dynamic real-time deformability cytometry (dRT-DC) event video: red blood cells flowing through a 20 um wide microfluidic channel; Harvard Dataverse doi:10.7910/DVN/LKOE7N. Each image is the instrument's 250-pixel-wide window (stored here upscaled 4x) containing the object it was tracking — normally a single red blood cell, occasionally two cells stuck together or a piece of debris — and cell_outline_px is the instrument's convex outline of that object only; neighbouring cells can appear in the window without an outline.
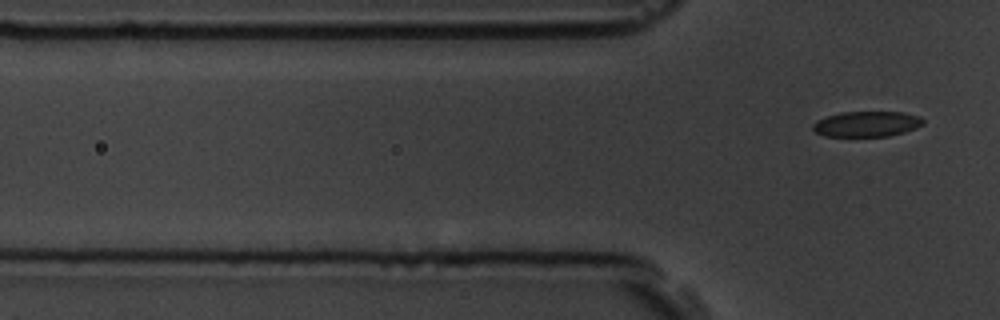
{"species": "common noctule bat (a hibernating species)", "species_latin": "Nyctalus noctula", "temperature_condition": "room temperature", "stored_images_in_passage": 6, "segment_of_instrument_passage": [2, 2], "camera_frame_rate_fps": 3000, "um_per_image_px": 0.085, "animal": {"sex": "male", "body_mass_g": 19.5, "forearm_length_mm": 54.6}, "frame": {"image": 1, "passage_image": 6, "time_ms": 7.667, "image_size_px": [1000, 320], "cell_outline_px": [[924, 124], [904, 132], [888, 136], [824, 136], [816, 132], [812, 128], [812, 124], [816, 120], [840, 112], [904, 112], [920, 116], [924, 120]], "centroid_in_image_um": [73.67, 10.53], "position_along_channel_um": 52.1, "area_um2": 16.36}}